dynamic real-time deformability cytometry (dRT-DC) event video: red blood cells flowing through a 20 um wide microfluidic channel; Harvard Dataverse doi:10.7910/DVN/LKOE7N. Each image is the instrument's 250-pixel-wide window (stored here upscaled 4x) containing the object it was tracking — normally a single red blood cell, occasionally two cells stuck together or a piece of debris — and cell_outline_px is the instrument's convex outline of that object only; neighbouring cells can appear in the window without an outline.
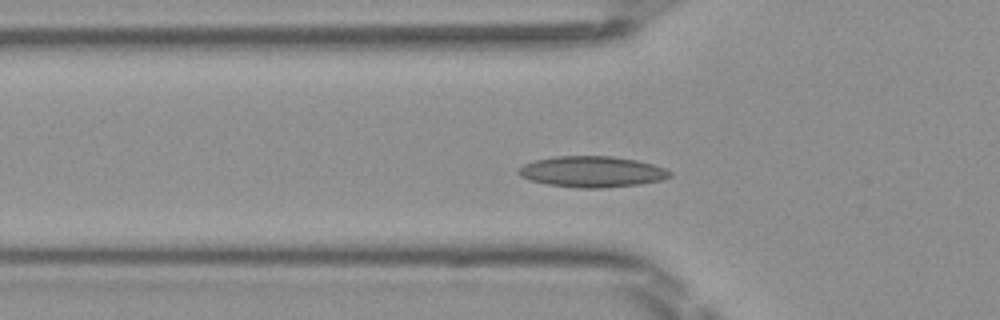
{"species": "Egyptian fruit bat (a non-hibernating species)", "species_latin": "Rousettus aegyptiacus", "temperature_condition": "room temperature", "stored_images_in_passage": 49, "camera_frame_rate_fps": 3000, "um_per_image_px": 0.085, "frame": {"image": 1, "passage_image": 15, "time_ms": 4.667, "image_size_px": [1000, 320], "cell_outline_px": [[672, 176], [660, 180], [640, 184], [600, 188], [576, 188], [548, 184], [532, 180], [520, 176], [516, 172], [516, 168], [524, 164], [536, 160], [556, 156], [612, 156], [636, 160], [652, 164], [664, 168], [672, 172]], "centroid_in_image_um": [50.3, 14.59], "position_along_channel_um": 75.5, "area_um2": 27.28}}
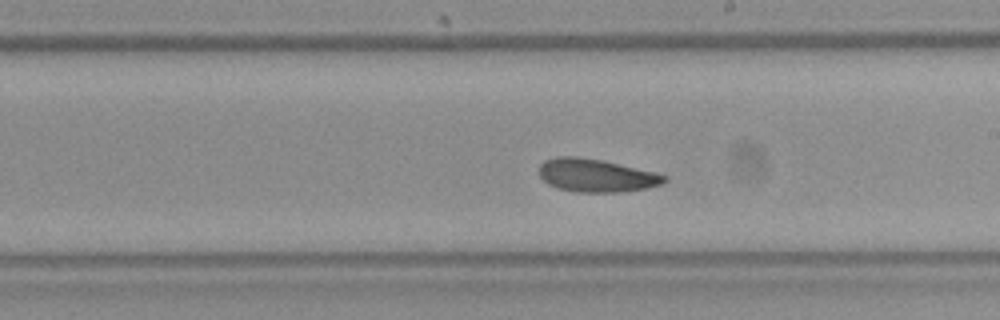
{"frame": {"image": 2, "passage_image": 27, "time_ms": 8.667, "image_size_px": [1000, 320], "cell_outline_px": [[668, 180], [660, 184], [648, 188], [620, 192], [576, 192], [556, 188], [548, 184], [540, 176], [540, 164], [544, 160], [556, 156], [576, 156], [600, 160], [656, 172], [668, 176]], "centroid_in_image_um": [50.67, 14.91], "position_along_channel_um": 238.3, "area_um2": 24.16}}
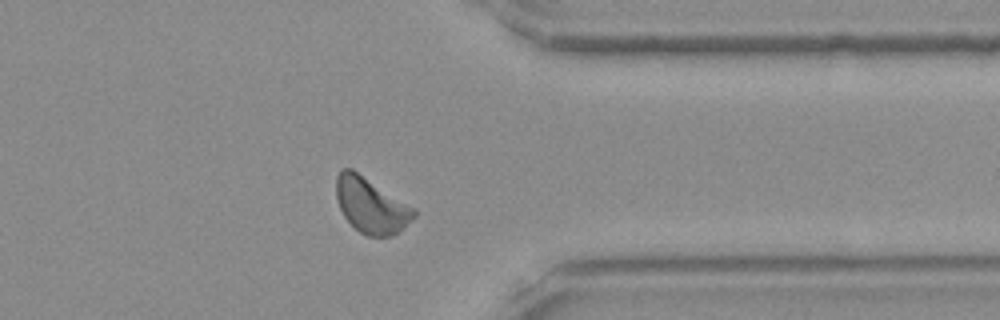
{"frame": {"image": 3, "passage_image": 38, "time_ms": 12.333, "image_size_px": [1000, 320], "cell_outline_px": [[416, 216], [404, 228], [392, 236], [368, 236], [360, 232], [344, 216], [340, 208], [336, 196], [336, 176], [340, 168], [352, 168], [416, 208]], "centroid_in_image_um": [31.55, 17.43], "position_along_channel_um": 379.8, "area_um2": 25.2}, "authors_computed_cell_mechanics": {"area_um2": 24.1026, "velocity_mm_per_s": 4.0531, "shape_relaxation_time_tau1_ms": 5.4092, "shape_relaxation_time_tau2_ms": 5.2151, "deformation_change_tau1": 0.1092, "deformation_change_tau2": 0.1267}}